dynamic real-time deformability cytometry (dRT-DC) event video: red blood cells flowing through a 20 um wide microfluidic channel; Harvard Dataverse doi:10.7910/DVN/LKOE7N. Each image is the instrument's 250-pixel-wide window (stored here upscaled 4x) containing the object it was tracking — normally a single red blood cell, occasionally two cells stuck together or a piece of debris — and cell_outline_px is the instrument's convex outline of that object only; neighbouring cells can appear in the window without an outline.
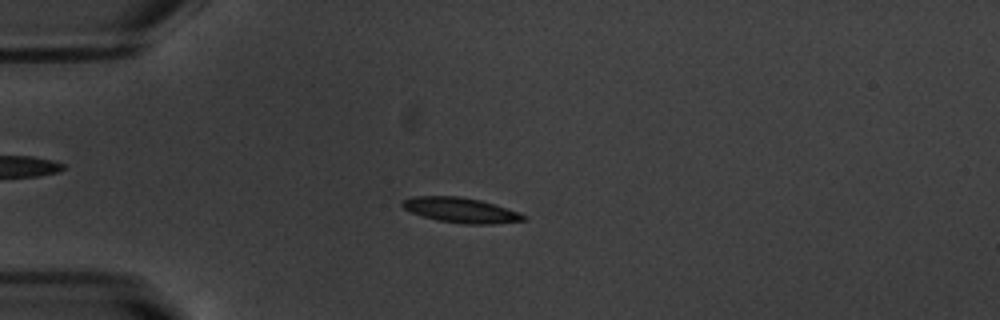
{"species": "common noctule bat (a hibernating species)", "species_latin": "Nyctalus noctula", "temperature_condition": "warm", "stored_images_in_passage": 54, "camera_frame_rate_fps": 3000, "um_per_image_px": 0.085, "animal": {"sex": "male", "body_mass_g": 20.1, "forearm_length_mm": 53.5}, "frame": {"image": 1, "passage_image": 14, "time_ms": 4.333, "image_size_px": [1000, 320], "cell_outline_px": [[528, 216], [524, 220], [492, 224], [464, 224], [440, 220], [424, 216], [412, 212], [404, 208], [400, 204], [404, 200], [412, 196], [460, 196], [480, 200], [520, 212]], "centroid_in_image_um": [39.19, 17.85], "position_along_channel_um": 45.8, "area_um2": 17.51}}
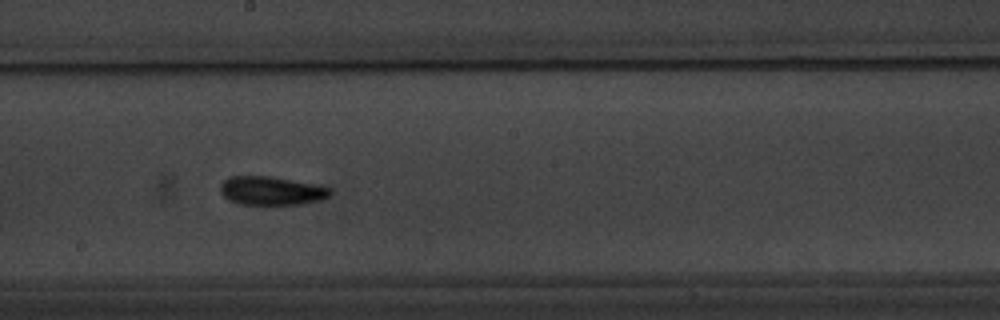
{"frame": {"image": 2, "passage_image": 30, "time_ms": 9.667, "image_size_px": [1000, 320], "cell_outline_px": [[332, 192], [328, 196], [320, 200], [304, 204], [236, 204], [228, 200], [220, 192], [220, 184], [224, 180], [232, 176], [272, 176], [320, 184], [332, 188]], "centroid_in_image_um": [23.1, 16.2], "position_along_channel_um": 225.1, "area_um2": 18.67}}
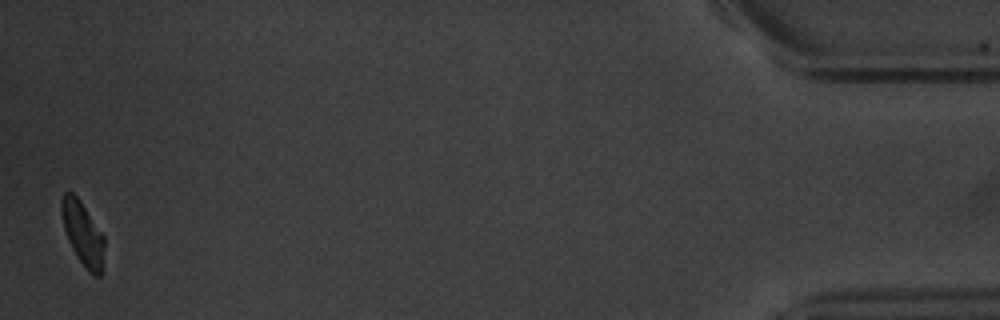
{"frame": {"image": 3, "passage_image": 53, "time_ms": 17.333, "image_size_px": [1000, 320], "cell_outline_px": [[104, 248], [100, 276], [96, 276], [88, 272], [76, 256], [68, 240], [64, 228], [60, 208], [60, 200], [64, 192], [72, 192], [80, 200], [104, 236]], "centroid_in_image_um": [7.01, 19.83], "position_along_channel_um": 428.2, "area_um2": 15.78}, "authors_computed_cell_mechanics": {"area_um2": 16.9643, "velocity_mm_per_s": 3.7614, "shape_relaxation_time_tau1_ms": 2.0514, "shape_relaxation_time_tau2_ms": 2.6602, "deformation_change_tau1": 0.141, "deformation_change_tau2": 0.0885}}